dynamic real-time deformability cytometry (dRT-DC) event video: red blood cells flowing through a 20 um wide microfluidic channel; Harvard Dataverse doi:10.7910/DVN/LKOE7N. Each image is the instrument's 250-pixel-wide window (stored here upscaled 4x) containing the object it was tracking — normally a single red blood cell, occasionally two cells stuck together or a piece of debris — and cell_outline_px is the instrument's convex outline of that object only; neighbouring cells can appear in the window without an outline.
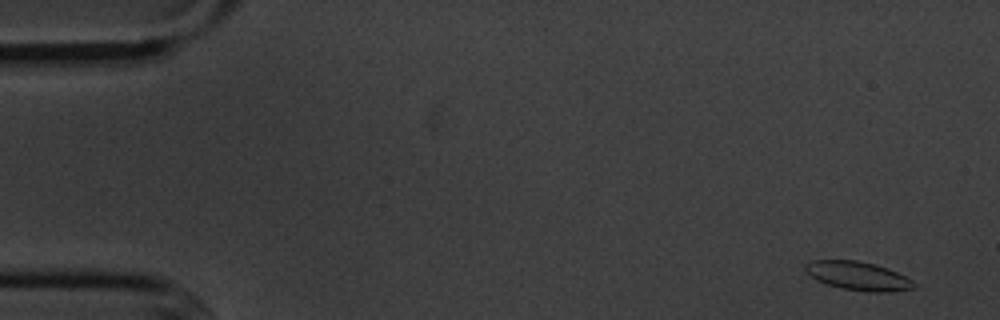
{"species": "common noctule bat (a hibernating species)", "species_latin": "Nyctalus noctula", "temperature_condition": "cold", "stored_images_in_passage": 4, "camera_frame_rate_fps": 3000, "um_per_image_px": 0.085, "animal": {"sex": "male", "body_mass_g": 20.1, "forearm_length_mm": 53.5}, "frame": {"image": 1, "passage_image": 1, "time_ms": 0.0, "image_size_px": [1000, 320], "cell_outline_px": [[916, 284], [912, 288], [888, 292], [872, 292], [844, 288], [828, 284], [816, 280], [804, 268], [804, 264], [812, 260], [856, 260], [888, 268], [912, 280]], "centroid_in_image_um": [72.92, 23.44], "position_along_channel_um": 12.1, "area_um2": 17.74}}